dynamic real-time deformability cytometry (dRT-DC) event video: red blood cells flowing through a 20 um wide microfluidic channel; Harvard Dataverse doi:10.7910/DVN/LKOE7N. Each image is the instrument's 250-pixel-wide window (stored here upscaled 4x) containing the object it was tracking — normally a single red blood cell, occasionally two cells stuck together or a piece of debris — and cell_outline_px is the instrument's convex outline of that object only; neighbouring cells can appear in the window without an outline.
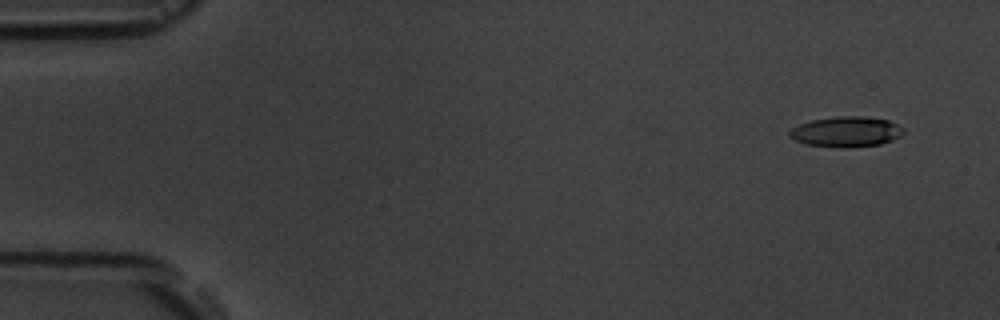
{"species": "common noctule bat (a hibernating species)", "species_latin": "Nyctalus noctula", "temperature_condition": "room temperature", "stored_images_in_passage": 9, "camera_frame_rate_fps": 3000, "um_per_image_px": 0.085, "animal": {"sex": "male", "body_mass_g": 19.5, "forearm_length_mm": 54.6}, "frame": {"image": 1, "passage_image": 1, "time_ms": 0.0, "image_size_px": [1000, 320], "cell_outline_px": [[904, 132], [900, 136], [892, 140], [880, 144], [848, 148], [840, 148], [808, 144], [796, 140], [788, 136], [788, 132], [792, 128], [800, 124], [812, 120], [836, 116], [860, 116], [888, 120], [904, 128]], "centroid_in_image_um": [71.93, 11.2], "position_along_channel_um": 13.1, "area_um2": 20.11}}
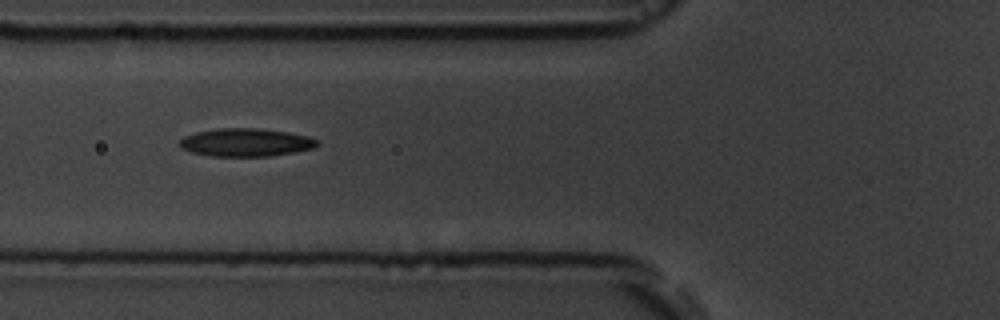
{"frame": {"image": 2, "passage_image": 6, "time_ms": 5.667, "image_size_px": [1000, 320], "cell_outline_px": [[320, 144], [312, 148], [292, 152], [268, 156], [212, 156], [192, 152], [180, 148], [180, 140], [184, 136], [196, 132], [216, 128], [256, 128], [288, 132], [308, 136], [320, 140]], "centroid_in_image_um": [20.89, 12.1], "position_along_channel_um": 104.9, "area_um2": 22.43}}
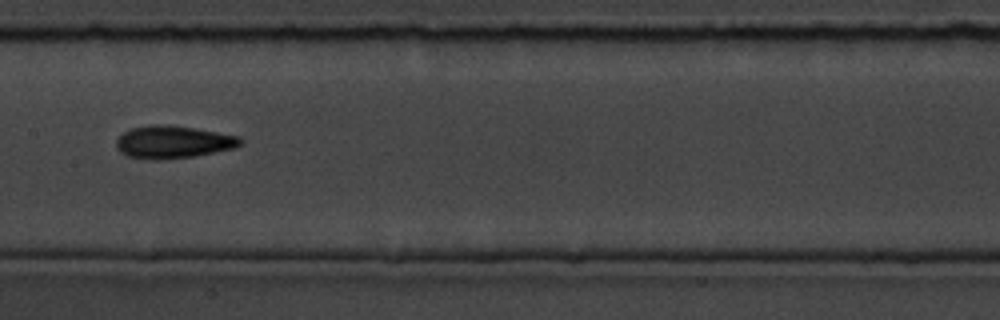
{"frame": {"image": 3, "passage_image": 8, "time_ms": 8.0, "image_size_px": [1000, 320], "cell_outline_px": [[244, 140], [240, 144], [232, 148], [192, 156], [160, 160], [152, 160], [124, 156], [116, 148], [116, 140], [128, 128], [152, 124], [168, 124], [240, 136]], "centroid_in_image_um": [14.64, 12.07], "position_along_channel_um": 192.8, "area_um2": 23.58}}